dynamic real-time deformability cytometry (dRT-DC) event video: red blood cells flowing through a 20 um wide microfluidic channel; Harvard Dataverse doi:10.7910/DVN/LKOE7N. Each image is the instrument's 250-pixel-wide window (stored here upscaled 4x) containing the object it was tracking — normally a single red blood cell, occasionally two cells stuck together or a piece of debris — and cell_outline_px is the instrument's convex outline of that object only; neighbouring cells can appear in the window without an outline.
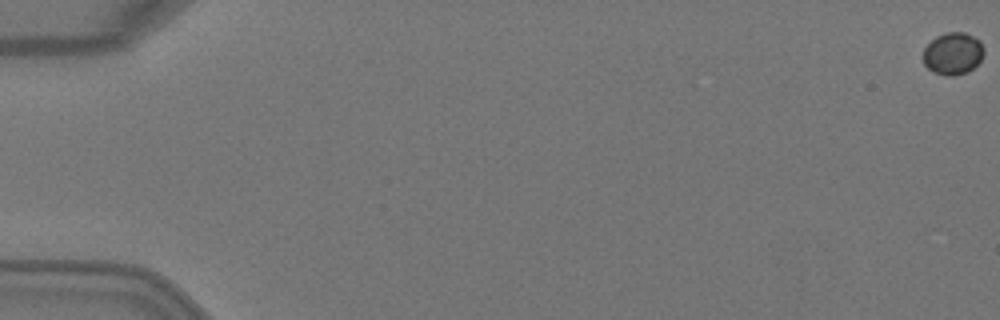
{"species": "Egyptian fruit bat (a non-hibernating species)", "species_latin": "Rousettus aegyptiacus", "temperature_condition": "warm", "stored_images_in_passage": 5, "camera_frame_rate_fps": 3000, "um_per_image_px": 0.085, "animal": {"sex": "female"}, "frame": {"image": 1, "passage_image": 1, "time_ms": 0.0, "image_size_px": [1000, 320], "cell_outline_px": [[984, 52], [980, 60], [968, 72], [952, 76], [948, 76], [932, 72], [924, 64], [924, 48], [936, 36], [948, 32], [964, 32], [980, 40], [984, 48]], "centroid_in_image_um": [81.0, 4.55], "position_along_channel_um": 4.0, "area_um2": 14.85}}
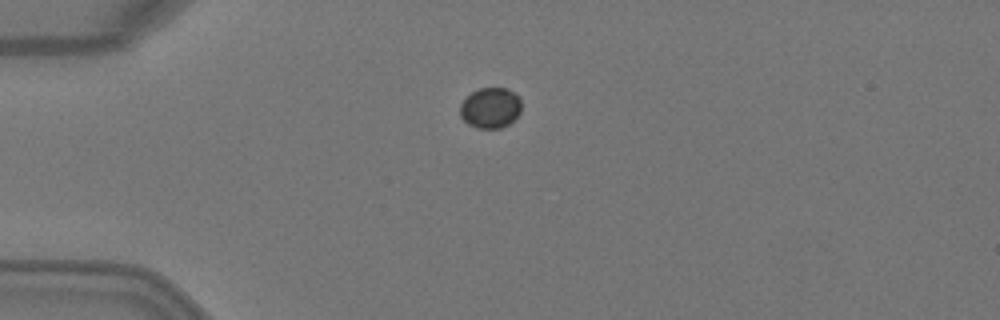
{"frame": {"image": 2, "passage_image": 5, "time_ms": 1.333, "image_size_px": [1000, 320], "cell_outline_px": [[520, 112], [508, 124], [500, 128], [476, 128], [468, 124], [460, 116], [460, 104], [472, 92], [480, 88], [504, 88], [512, 92], [520, 100]], "centroid_in_image_um": [41.65, 9.18], "position_along_channel_um": 43.3, "area_um2": 14.22}}